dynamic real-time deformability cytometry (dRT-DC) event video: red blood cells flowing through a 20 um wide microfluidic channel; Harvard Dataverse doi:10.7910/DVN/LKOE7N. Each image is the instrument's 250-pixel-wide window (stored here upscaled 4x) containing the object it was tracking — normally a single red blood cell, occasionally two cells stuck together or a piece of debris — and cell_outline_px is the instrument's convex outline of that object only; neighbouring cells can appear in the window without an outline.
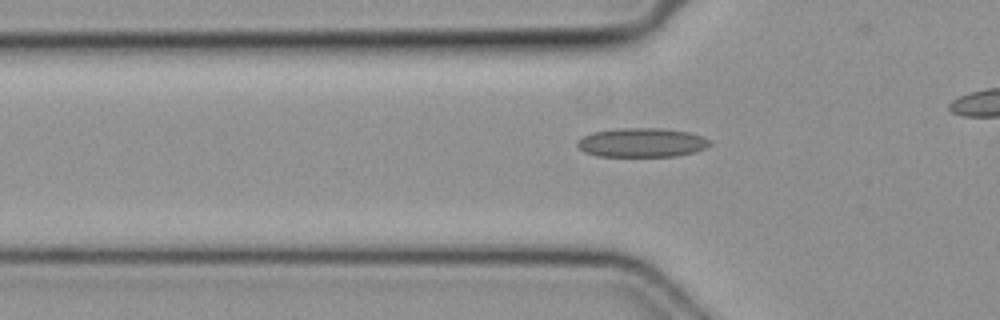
{"species": "common noctule bat (a hibernating species)", "species_latin": "Nyctalus noctula", "temperature_condition": "cold", "stored_images_in_passage": 35, "camera_frame_rate_fps": 3000, "um_per_image_px": 0.085, "animal": {"sex": "female", "body_mass_g": 19.3, "forearm_length_mm": 54.1}, "frame": {"image": 1, "passage_image": 10, "time_ms": 3.0, "image_size_px": [1000, 320], "cell_outline_px": [[712, 144], [704, 148], [692, 152], [676, 156], [596, 156], [584, 152], [576, 144], [584, 136], [592, 132], [616, 128], [660, 128], [688, 132], [700, 136], [708, 140]], "centroid_in_image_um": [54.52, 12.12], "position_along_channel_um": 71.3, "area_um2": 22.25}}
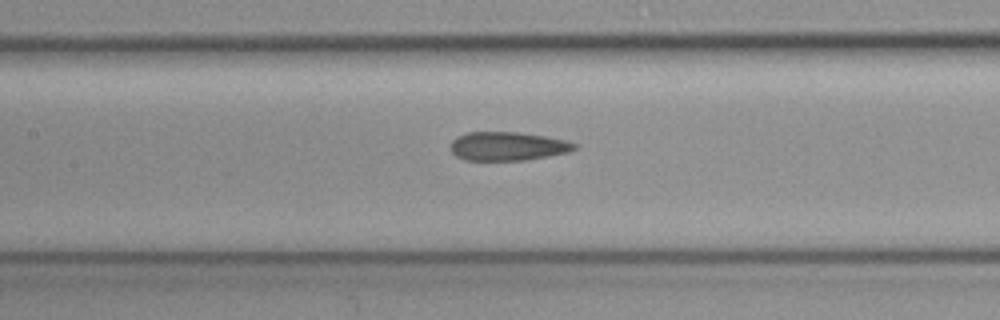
{"frame": {"image": 2, "passage_image": 17, "time_ms": 5.333, "image_size_px": [1000, 320], "cell_outline_px": [[576, 148], [568, 152], [528, 160], [464, 160], [456, 156], [452, 152], [452, 140], [456, 136], [468, 132], [516, 132], [544, 136], [564, 140], [576, 144]], "centroid_in_image_um": [43.12, 12.43], "position_along_channel_um": 164.3, "area_um2": 20.58}}
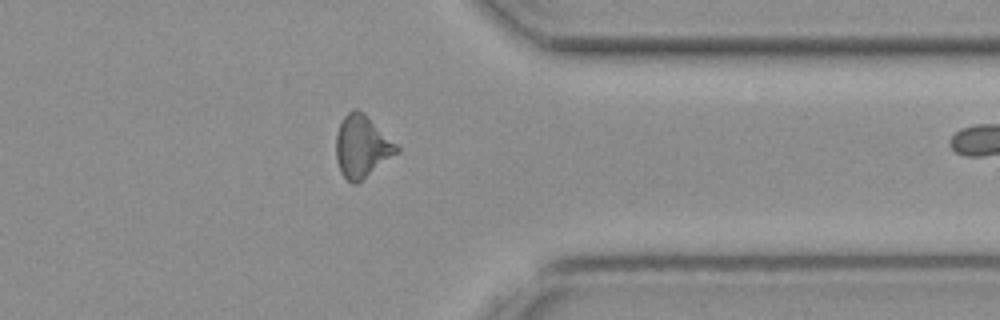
{"frame": {"image": 3, "passage_image": 34, "time_ms": 11.0, "image_size_px": [1000, 320], "cell_outline_px": [[400, 152], [356, 184], [352, 184], [340, 172], [336, 160], [336, 136], [340, 124], [344, 116], [352, 108], [356, 108], [364, 112], [400, 148]], "centroid_in_image_um": [30.76, 12.45], "position_along_channel_um": 380.6, "area_um2": 21.96}}